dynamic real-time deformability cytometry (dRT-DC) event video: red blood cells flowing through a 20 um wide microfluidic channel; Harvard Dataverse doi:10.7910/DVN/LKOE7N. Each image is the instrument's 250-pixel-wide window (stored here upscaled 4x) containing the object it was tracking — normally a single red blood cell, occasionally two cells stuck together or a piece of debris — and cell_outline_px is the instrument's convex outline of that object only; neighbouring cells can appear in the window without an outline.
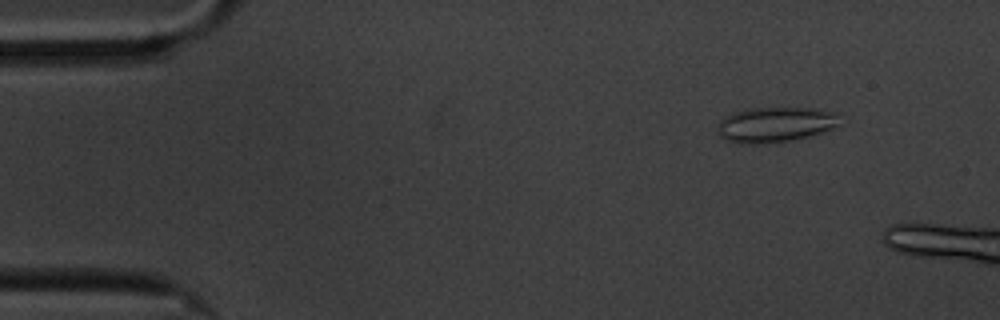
{"species": "common noctule bat (a hibernating species)", "species_latin": "Nyctalus noctula", "temperature_condition": "cold", "stored_images_in_passage": 13, "camera_frame_rate_fps": 3000, "um_per_image_px": 0.085, "animal": {"sex": "male", "body_mass_g": 20.1, "forearm_length_mm": 53.5}, "frame": {"image": 1, "passage_image": 6, "time_ms": 1.667, "image_size_px": [1000, 320], "cell_outline_px": [[840, 124], [832, 128], [808, 136], [792, 140], [768, 144], [740, 144], [724, 140], [720, 136], [716, 124], [724, 116], [748, 108], [812, 108], [828, 112]], "centroid_in_image_um": [65.75, 10.62], "position_along_channel_um": 19.2, "area_um2": 24.8}}